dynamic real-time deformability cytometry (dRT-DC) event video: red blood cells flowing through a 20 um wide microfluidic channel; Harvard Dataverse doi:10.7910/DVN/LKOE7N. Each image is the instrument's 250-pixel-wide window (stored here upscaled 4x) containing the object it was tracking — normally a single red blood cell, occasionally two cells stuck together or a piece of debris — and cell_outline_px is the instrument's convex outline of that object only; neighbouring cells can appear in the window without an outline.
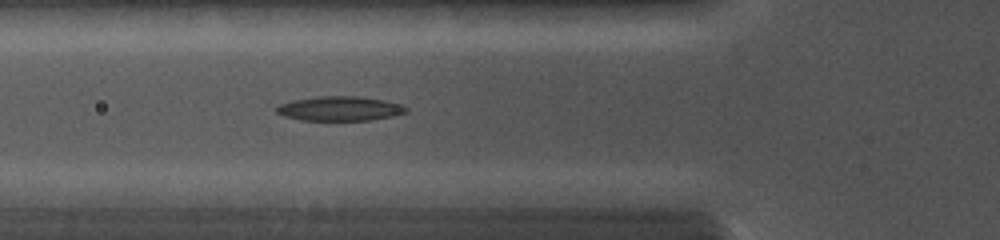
{"species": "common noctule bat (a hibernating species)", "species_latin": "Nyctalus noctula", "temperature_condition": "cold", "stored_images_in_passage": 17, "camera_frame_rate_fps": 5000, "um_per_image_px": 0.085, "animal": {"sex": "female", "body_mass_g": 19.0, "forearm_length_mm": 56.7}, "frame": {"image": 1, "passage_image": 2, "time_ms": 0.6, "image_size_px": [1000, 240], "cell_outline_px": [[408, 112], [392, 116], [368, 120], [300, 120], [284, 116], [276, 112], [276, 108], [280, 104], [292, 100], [316, 96], [360, 96], [384, 100], [404, 104], [408, 108]], "centroid_in_image_um": [28.91, 9.22], "position_along_channel_um": 96.9, "area_um2": 18.61}}
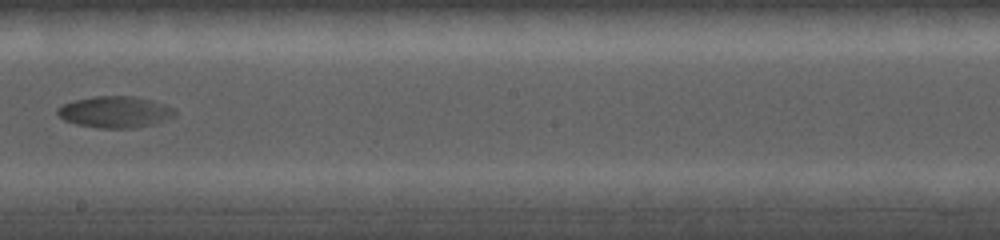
{"frame": {"image": 2, "passage_image": 9, "time_ms": 4.2, "image_size_px": [1000, 240], "cell_outline_px": [[176, 116], [152, 124], [132, 128], [100, 128], [76, 124], [64, 120], [56, 112], [56, 108], [64, 104], [76, 100], [92, 96], [136, 96], [152, 100], [164, 104], [172, 108], [176, 112]], "centroid_in_image_um": [9.77, 9.51], "position_along_channel_um": 238.4, "area_um2": 21.44}}
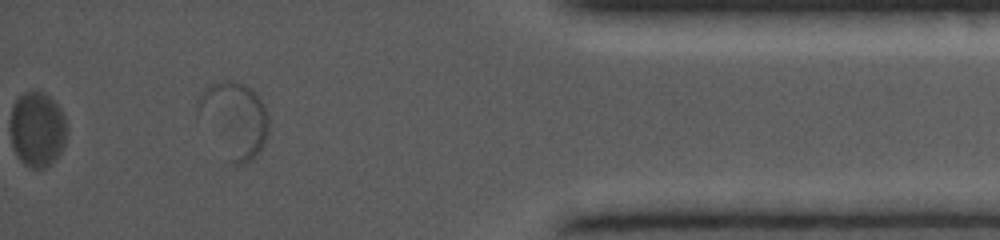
{"frame": {"image": 3, "passage_image": 17, "time_ms": 9.4, "image_size_px": [1000, 240], "cell_outline_px": [[268, 132], [264, 144], [252, 160], [244, 164], [236, 164], [232, 160], [196, 116], [196, 100], [216, 80], [232, 80], [244, 84], [252, 88], [256, 92], [264, 104], [268, 116]], "centroid_in_image_um": [19.91, 10.09], "position_along_channel_um": 415.3, "area_um2": 30.81}}